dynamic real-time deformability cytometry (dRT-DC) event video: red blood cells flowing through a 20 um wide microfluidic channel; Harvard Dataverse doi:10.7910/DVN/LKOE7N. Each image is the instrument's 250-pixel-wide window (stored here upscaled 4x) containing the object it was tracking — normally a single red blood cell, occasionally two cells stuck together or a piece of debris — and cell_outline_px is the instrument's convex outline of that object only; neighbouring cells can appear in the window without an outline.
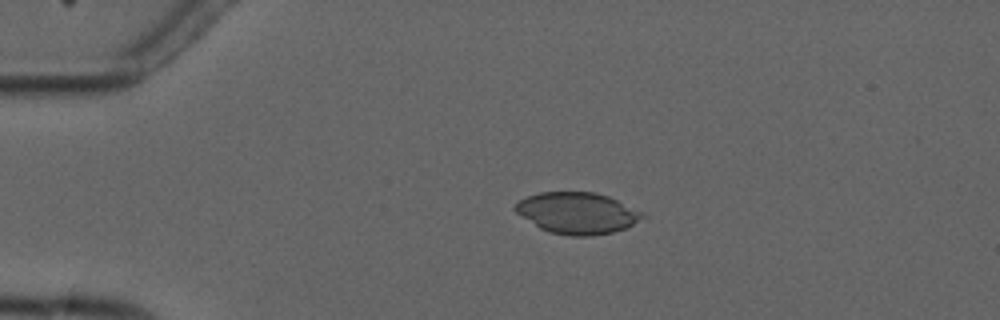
{"species": "common noctule bat (a hibernating species)", "species_latin": "Nyctalus noctula", "temperature_condition": "cold", "stored_images_in_passage": 5, "camera_frame_rate_fps": 3000, "um_per_image_px": 0.085, "animal": {"sex": "male", "forearm_length_mm": 52.5}, "frame": {"image": 1, "passage_image": 4, "time_ms": 3.667, "image_size_px": [1000, 320], "cell_outline_px": [[648, 216], [624, 228], [612, 232], [588, 236], [572, 236], [548, 232], [540, 228], [516, 212], [512, 208], [520, 200], [528, 196], [540, 192], [596, 192], [608, 196], [644, 212]], "centroid_in_image_um": [49.08, 18.1], "position_along_channel_um": 35.9, "area_um2": 30.58}}